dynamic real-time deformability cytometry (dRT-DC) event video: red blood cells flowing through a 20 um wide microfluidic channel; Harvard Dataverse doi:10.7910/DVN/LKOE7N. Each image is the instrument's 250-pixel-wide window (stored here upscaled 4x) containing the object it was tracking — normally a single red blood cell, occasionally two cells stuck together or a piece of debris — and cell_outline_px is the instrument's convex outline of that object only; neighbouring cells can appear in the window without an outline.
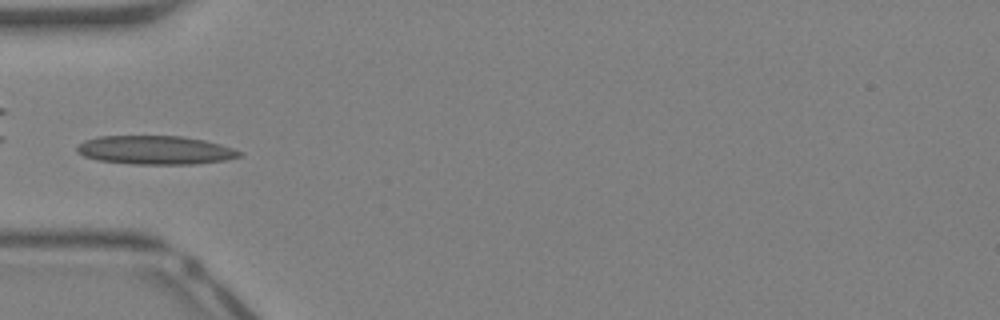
{"species": "Egyptian fruit bat (a non-hibernating species)", "species_latin": "Rousettus aegyptiacus", "temperature_condition": "warm", "stored_images_in_passage": 42, "camera_frame_rate_fps": 3000, "um_per_image_px": 0.085, "animal": {"sex": "female"}, "frame": {"image": 1, "passage_image": 14, "time_ms": 4.333, "image_size_px": [1000, 320], "cell_outline_px": [[244, 152], [240, 156], [228, 160], [196, 164], [132, 164], [100, 160], [84, 156], [76, 152], [76, 148], [84, 140], [100, 136], [180, 136], [204, 140], [220, 144]], "centroid_in_image_um": [13.22, 12.76], "position_along_channel_um": 71.8, "area_um2": 27.17}}
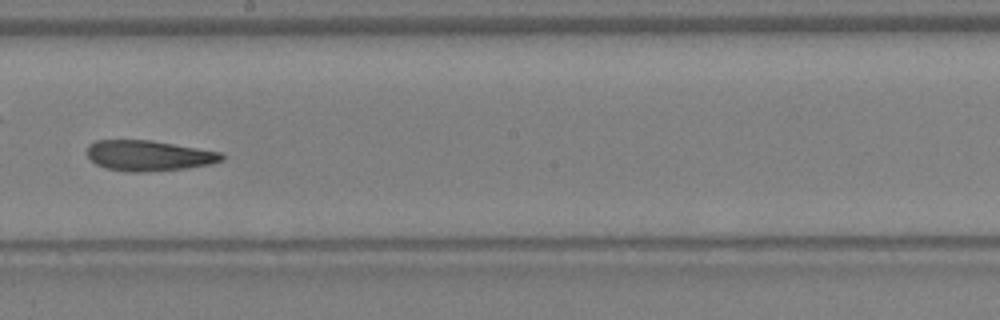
{"frame": {"image": 2, "passage_image": 24, "time_ms": 7.667, "image_size_px": [1000, 320], "cell_outline_px": [[224, 160], [212, 164], [184, 168], [140, 172], [132, 172], [104, 168], [96, 164], [88, 156], [88, 144], [96, 140], [148, 140], [224, 152]], "centroid_in_image_um": [12.67, 13.22], "position_along_channel_um": 235.5, "area_um2": 23.87}}
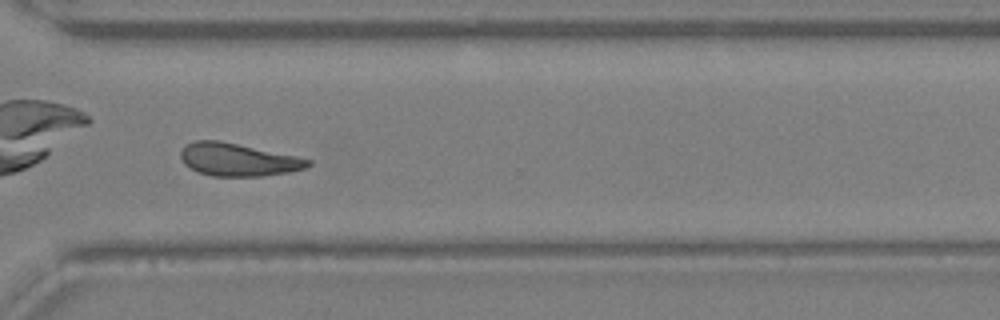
{"frame": {"image": 3, "passage_image": 31, "time_ms": 10.0, "image_size_px": [1000, 320], "cell_outline_px": [[312, 164], [308, 168], [288, 172], [260, 176], [212, 176], [200, 172], [184, 164], [180, 156], [180, 152], [184, 144], [196, 140], [220, 140], [296, 156], [312, 160]], "centroid_in_image_um": [20.23, 13.56], "position_along_channel_um": 350.4, "area_um2": 24.33}, "authors_computed_cell_mechanics": {"area_um2": 24.7095, "velocity_mm_per_s": 4.905, "shape_relaxation_time_tau1_ms": 2.7713, "shape_relaxation_time_tau2_ms": 2.5923, "deformation_change_tau1": 0.1347, "deformation_change_tau2": 0.1151}}